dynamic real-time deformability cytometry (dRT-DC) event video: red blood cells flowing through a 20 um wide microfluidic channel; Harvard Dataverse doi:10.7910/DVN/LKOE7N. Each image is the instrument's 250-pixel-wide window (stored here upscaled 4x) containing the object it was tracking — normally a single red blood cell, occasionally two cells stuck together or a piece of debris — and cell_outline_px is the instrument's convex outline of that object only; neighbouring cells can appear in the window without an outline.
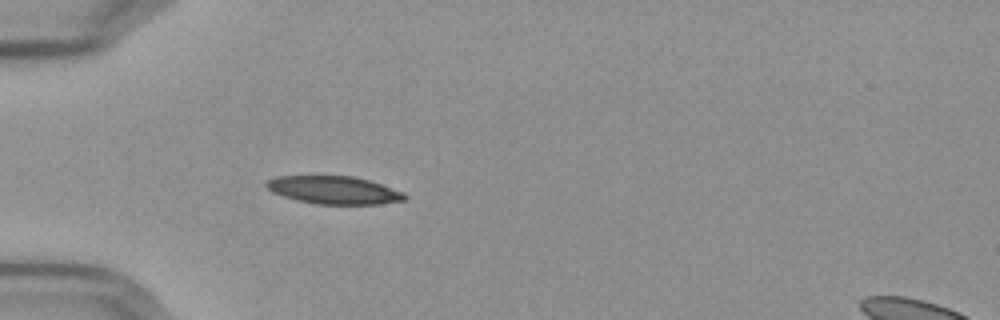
{"species": "Egyptian fruit bat (a non-hibernating species)", "species_latin": "Rousettus aegyptiacus", "temperature_condition": "cold", "stored_images_in_passage": 40, "camera_frame_rate_fps": 3000, "um_per_image_px": 0.085, "frame": {"image": 1, "passage_image": 1, "time_ms": 0.0, "image_size_px": [1000, 320], "cell_outline_px": [[408, 196], [404, 200], [380, 204], [316, 204], [296, 200], [272, 192], [264, 184], [264, 180], [276, 176], [352, 176], [368, 180], [404, 192]], "centroid_in_image_um": [28.35, 16.15], "position_along_channel_um": 56.6, "area_um2": 22.48}}
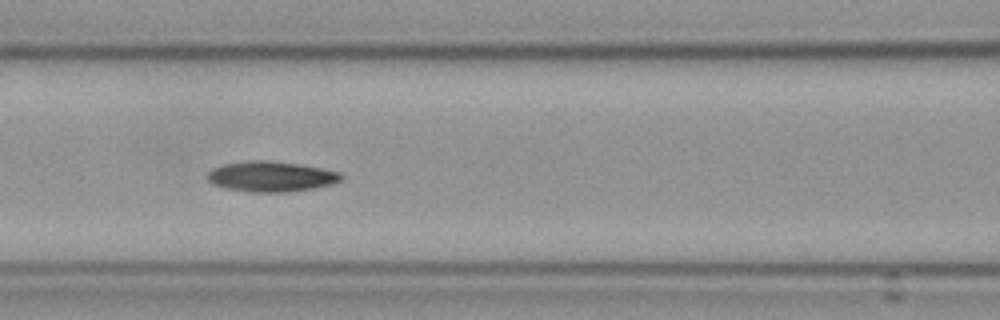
{"frame": {"image": 2, "passage_image": 9, "time_ms": 2.667, "image_size_px": [1000, 320], "cell_outline_px": [[344, 176], [340, 180], [332, 184], [312, 188], [288, 192], [252, 192], [224, 188], [212, 184], [208, 180], [208, 172], [212, 168], [224, 164], [248, 160], [268, 160], [300, 164], [340, 172]], "centroid_in_image_um": [23.02, 15.0], "position_along_channel_um": 143.6, "area_um2": 23.7}}
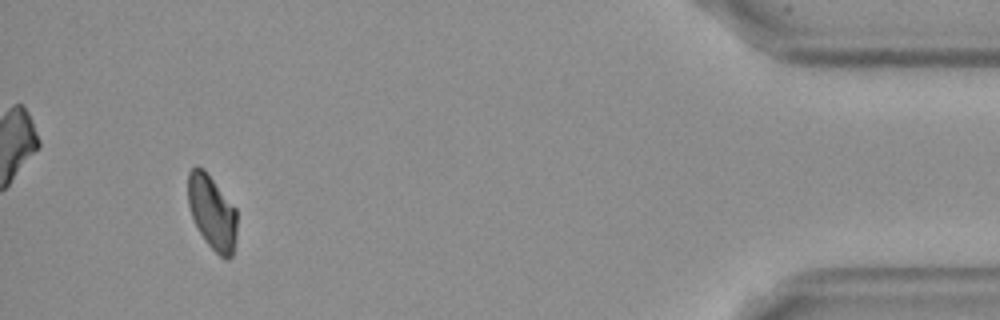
{"frame": {"image": 3, "passage_image": 37, "time_ms": 12.0, "image_size_px": [1000, 320], "cell_outline_px": [[236, 236], [232, 256], [228, 260], [224, 260], [204, 240], [192, 216], [188, 204], [188, 172], [196, 164], [204, 168], [236, 208]], "centroid_in_image_um": [18.03, 18.03], "position_along_channel_um": 417.2, "area_um2": 21.27}, "authors_computed_cell_mechanics": {"area_um2": 22.5998, "velocity_mm_per_s": 3.5979, "shape_relaxation_time_tau1_ms": 9.7708, "shape_relaxation_time_tau2_ms": 9.5875, "deformation_change_tau1": 0.1536, "deformation_change_tau2": 0.1414}}